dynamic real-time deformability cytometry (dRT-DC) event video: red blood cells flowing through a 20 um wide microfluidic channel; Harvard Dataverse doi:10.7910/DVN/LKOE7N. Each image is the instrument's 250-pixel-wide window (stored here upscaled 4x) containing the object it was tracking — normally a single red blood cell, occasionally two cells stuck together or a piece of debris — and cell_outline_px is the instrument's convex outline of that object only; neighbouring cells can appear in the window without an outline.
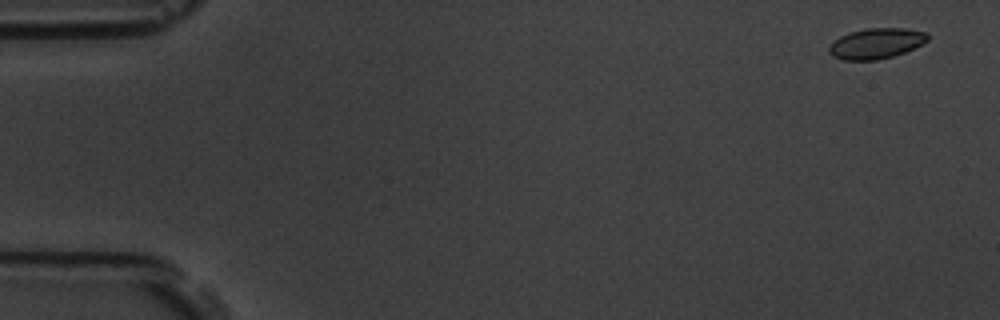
{"species": "common noctule bat (a hibernating species)", "species_latin": "Nyctalus noctula", "temperature_condition": "room temperature", "stored_images_in_passage": 10, "camera_frame_rate_fps": 3000, "um_per_image_px": 0.085, "animal": {"sex": "male", "body_mass_g": 19.5, "forearm_length_mm": 54.6}, "frame": {"image": 1, "passage_image": 1, "time_ms": 0.0, "image_size_px": [1000, 320], "cell_outline_px": [[928, 40], [904, 52], [892, 56], [876, 60], [844, 60], [832, 56], [828, 52], [828, 48], [840, 36], [848, 32], [868, 28], [904, 28], [928, 32]], "centroid_in_image_um": [74.46, 3.68], "position_along_channel_um": 10.5, "area_um2": 17.4}}
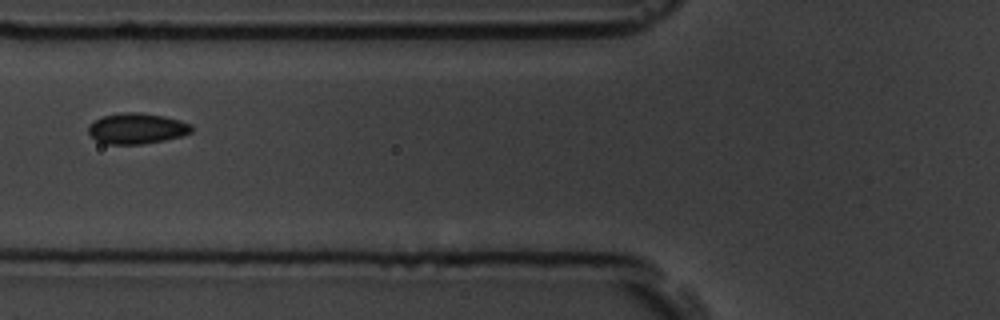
{"frame": {"image": 2, "passage_image": 6, "time_ms": 1.667, "image_size_px": [1000, 320], "cell_outline_px": [[192, 132], [180, 136], [164, 140], [140, 144], [104, 144], [96, 140], [88, 132], [88, 124], [104, 116], [120, 112], [140, 112], [164, 116], [180, 120], [192, 124]], "centroid_in_image_um": [11.62, 10.91], "position_along_channel_um": 114.2, "area_um2": 18.5}}
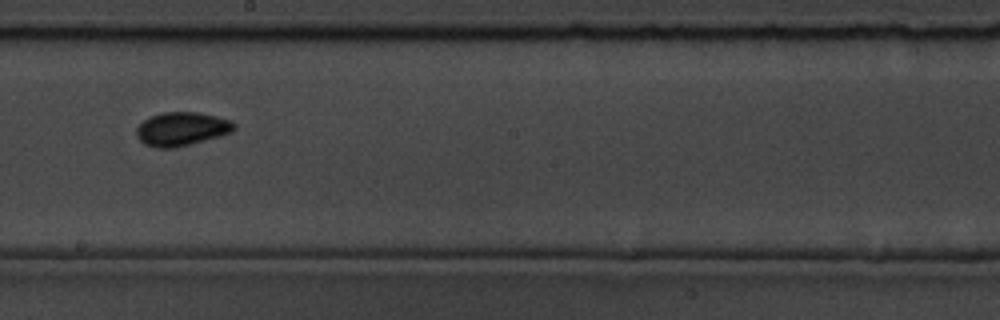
{"frame": {"image": 3, "passage_image": 9, "time_ms": 2.667, "image_size_px": [1000, 320], "cell_outline_px": [[236, 128], [232, 132], [220, 136], [176, 148], [156, 148], [144, 144], [136, 136], [136, 128], [144, 120], [160, 112], [196, 112], [216, 116], [228, 120], [236, 124]], "centroid_in_image_um": [15.43, 10.97], "position_along_channel_um": 232.8, "area_um2": 19.19}}